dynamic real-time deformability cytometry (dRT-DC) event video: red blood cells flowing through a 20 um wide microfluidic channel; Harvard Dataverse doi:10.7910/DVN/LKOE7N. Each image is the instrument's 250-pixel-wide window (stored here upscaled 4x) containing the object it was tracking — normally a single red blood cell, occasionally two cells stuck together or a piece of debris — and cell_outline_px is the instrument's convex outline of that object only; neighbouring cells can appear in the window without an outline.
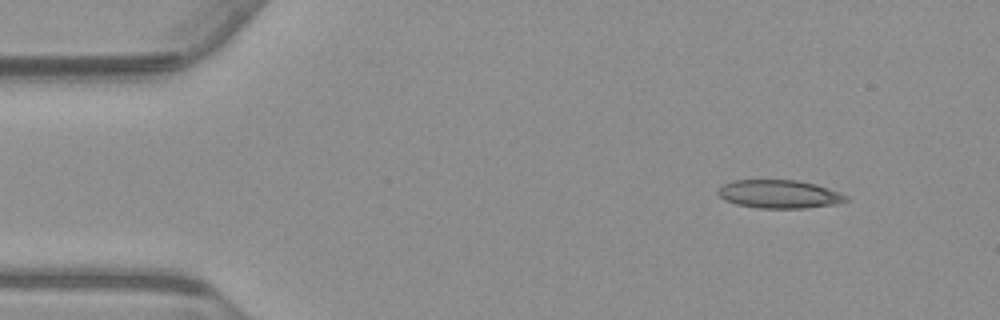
{"species": "common noctule bat (a hibernating species)", "species_latin": "Nyctalus noctula", "temperature_condition": "warm", "stored_images_in_passage": 49, "camera_frame_rate_fps": 3000, "um_per_image_px": 0.085, "animal": {"sex": "male", "body_mass_g": 23.1, "forearm_length_mm": 52.7}, "frame": {"image": 1, "passage_image": 1, "time_ms": 0.0, "image_size_px": [1000, 320], "cell_outline_px": [[848, 200], [836, 204], [804, 208], [756, 208], [736, 204], [724, 200], [716, 192], [724, 184], [732, 180], [796, 180], [816, 184], [848, 196]], "centroid_in_image_um": [66.21, 16.5], "position_along_channel_um": 18.8, "area_um2": 21.04}}
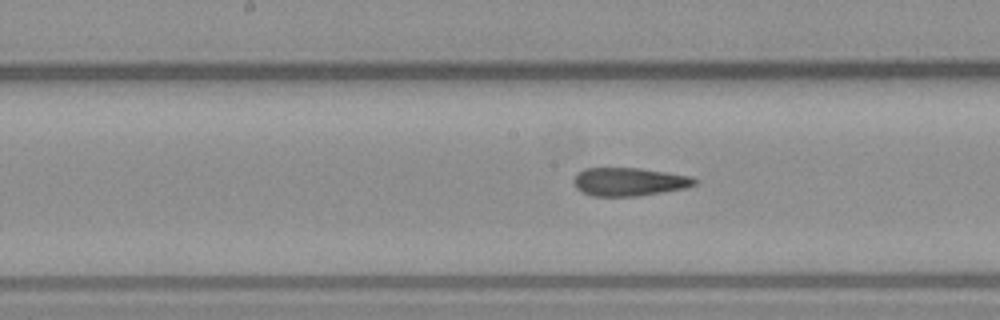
{"frame": {"image": 2, "passage_image": 22, "time_ms": 7.0, "image_size_px": [1000, 320], "cell_outline_px": [[700, 180], [696, 184], [688, 188], [640, 196], [592, 196], [576, 188], [572, 180], [584, 168], [640, 168], [692, 176]], "centroid_in_image_um": [53.54, 15.45], "position_along_channel_um": 194.7, "area_um2": 20.11}}
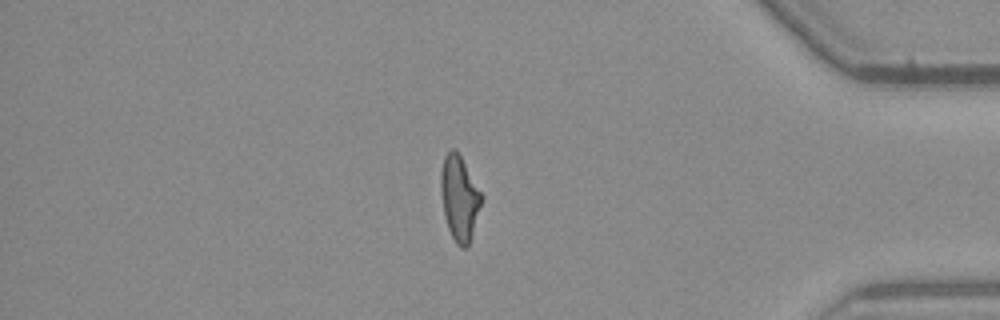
{"frame": {"image": 3, "passage_image": 41, "time_ms": 13.333, "image_size_px": [1000, 320], "cell_outline_px": [[484, 196], [472, 236], [468, 248], [460, 248], [456, 244], [448, 228], [444, 216], [440, 192], [440, 172], [444, 156], [452, 148], [456, 148]], "centroid_in_image_um": [39.05, 16.84], "position_along_channel_um": 396.1, "area_um2": 20.52}, "authors_computed_cell_mechanics": {"area_um2": 20.2878, "velocity_mm_per_s": 3.76, "shape_relaxation_time_tau1_ms": null, "shape_relaxation_time_tau2_ms": 2.1315, "deformation_change_tau1": null, "deformation_change_tau2": 0.1108}}